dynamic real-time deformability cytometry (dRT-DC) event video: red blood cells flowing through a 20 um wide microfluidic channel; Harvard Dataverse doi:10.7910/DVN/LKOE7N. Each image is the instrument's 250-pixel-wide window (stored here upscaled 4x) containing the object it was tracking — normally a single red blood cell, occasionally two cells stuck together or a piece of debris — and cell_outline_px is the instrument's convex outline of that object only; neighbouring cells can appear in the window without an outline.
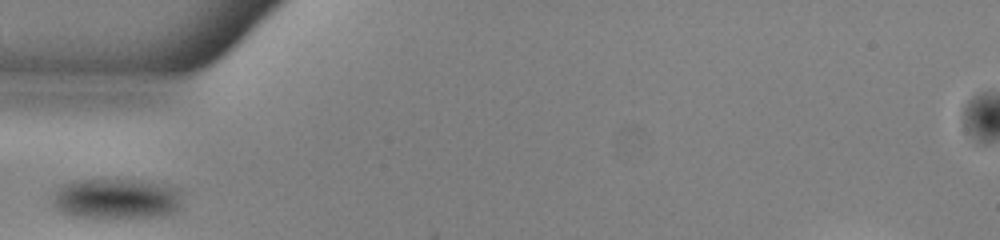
{"species": "common noctule bat (a hibernating species)", "species_latin": "Nyctalus noctula", "temperature_condition": "warm", "stored_images_in_passage": 25, "camera_frame_rate_fps": 3000, "um_per_image_px": 0.085, "animal": {"sex": "male", "body_mass_g": 13.0, "forearm_length_mm": 53.1}, "frame": {"image": 1, "passage_image": 1, "time_ms": 0.0, "image_size_px": [1000, 240], "cell_outline_px": [[180, 208], [164, 216], [76, 216], [64, 212], [56, 208], [52, 200], [56, 192], [64, 184], [76, 180], [132, 180], [156, 184], [176, 188], [180, 192]], "centroid_in_image_um": [9.9, 16.88], "position_along_channel_um": 75.1, "area_um2": 29.36}}
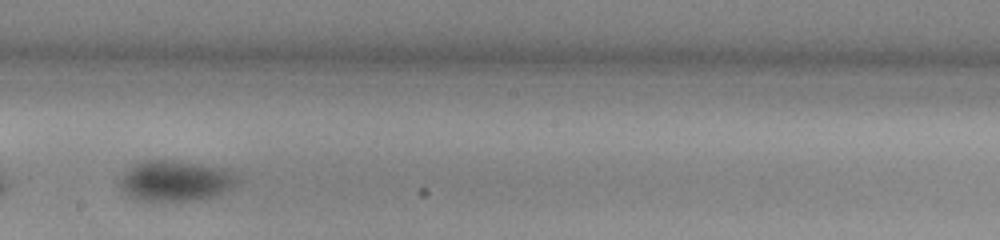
{"frame": {"image": 2, "passage_image": 13, "time_ms": 4.0, "image_size_px": [1000, 240], "cell_outline_px": [[236, 184], [232, 188], [212, 196], [188, 200], [140, 200], [132, 196], [120, 184], [120, 180], [124, 172], [136, 164], [148, 160], [172, 160], [200, 164], [224, 168], [232, 172], [236, 180]], "centroid_in_image_um": [14.93, 15.35], "position_along_channel_um": 233.3, "area_um2": 26.82}}
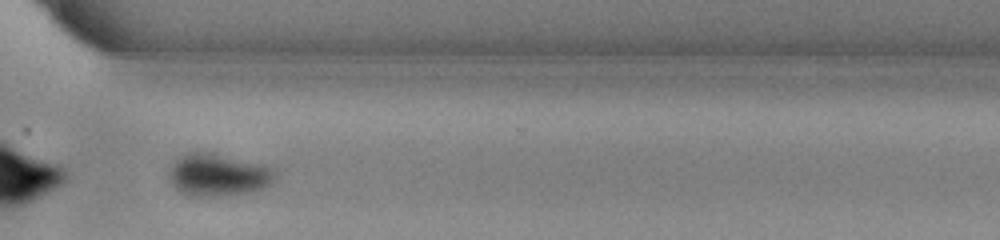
{"frame": {"image": 3, "passage_image": 22, "time_ms": 7.0, "image_size_px": [1000, 240], "cell_outline_px": [[276, 180], [272, 184], [264, 188], [248, 192], [224, 196], [192, 196], [176, 188], [172, 184], [168, 172], [176, 156], [184, 152], [212, 152], [268, 164], [276, 172]], "centroid_in_image_um": [18.58, 14.83], "position_along_channel_um": 352.0, "area_um2": 26.88}}